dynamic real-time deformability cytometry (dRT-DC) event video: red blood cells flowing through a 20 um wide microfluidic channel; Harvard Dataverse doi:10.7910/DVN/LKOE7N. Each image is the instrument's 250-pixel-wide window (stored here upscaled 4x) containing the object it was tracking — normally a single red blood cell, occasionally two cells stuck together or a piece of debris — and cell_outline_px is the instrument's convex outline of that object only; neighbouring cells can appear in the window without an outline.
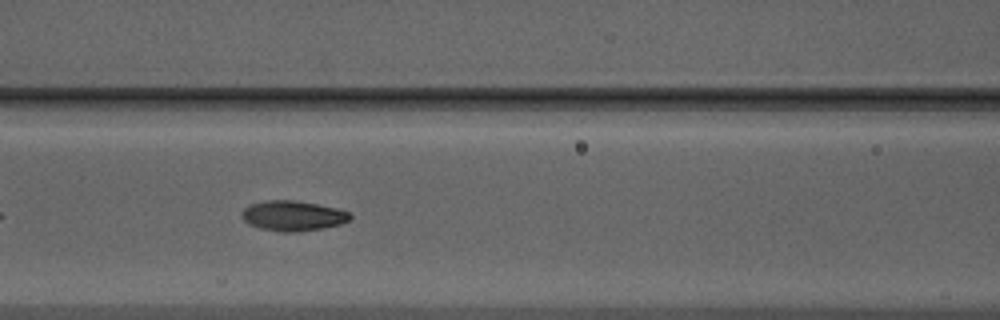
{"species": "Egyptian fruit bat (a non-hibernating species)", "species_latin": "Rousettus aegyptiacus", "temperature_condition": "warm", "stored_images_in_passage": 40, "segment_of_instrument_passage": [1, 2], "camera_frame_rate_fps": 3000, "um_per_image_px": 0.085, "animal": {"sex": "male"}, "frame": {"image": 1, "passage_image": 9, "time_ms": 2.667, "image_size_px": [1000, 320], "cell_outline_px": [[352, 216], [348, 220], [340, 224], [320, 228], [296, 232], [280, 232], [248, 224], [240, 216], [244, 208], [248, 204], [264, 200], [296, 200], [336, 208], [348, 212]], "centroid_in_image_um": [24.84, 18.32], "position_along_channel_um": 141.8, "area_um2": 18.9}}
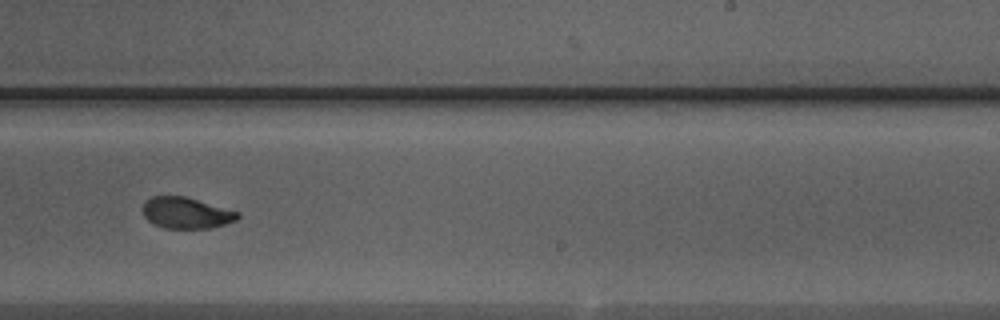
{"frame": {"image": 2, "passage_image": 19, "time_ms": 6.0, "image_size_px": [1000, 320], "cell_outline_px": [[240, 216], [236, 220], [212, 228], [164, 228], [152, 224], [144, 216], [144, 204], [152, 196], [184, 196], [240, 212]], "centroid_in_image_um": [15.84, 18.11], "position_along_channel_um": 273.2, "area_um2": 17.11}}
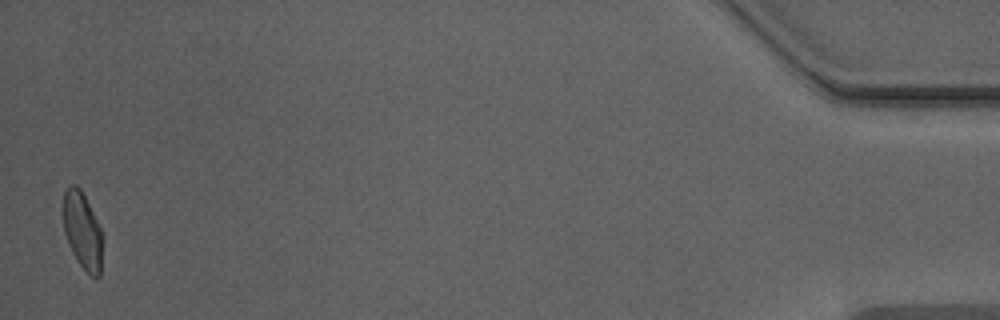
{"frame": {"image": 3, "passage_image": 38, "time_ms": 12.333, "image_size_px": [1000, 320], "cell_outline_px": [[100, 276], [96, 280], [80, 264], [72, 252], [68, 244], [64, 232], [64, 192], [72, 184], [76, 184], [80, 188], [100, 228]], "centroid_in_image_um": [6.98, 19.61], "position_along_channel_um": 428.2, "area_um2": 16.82}}